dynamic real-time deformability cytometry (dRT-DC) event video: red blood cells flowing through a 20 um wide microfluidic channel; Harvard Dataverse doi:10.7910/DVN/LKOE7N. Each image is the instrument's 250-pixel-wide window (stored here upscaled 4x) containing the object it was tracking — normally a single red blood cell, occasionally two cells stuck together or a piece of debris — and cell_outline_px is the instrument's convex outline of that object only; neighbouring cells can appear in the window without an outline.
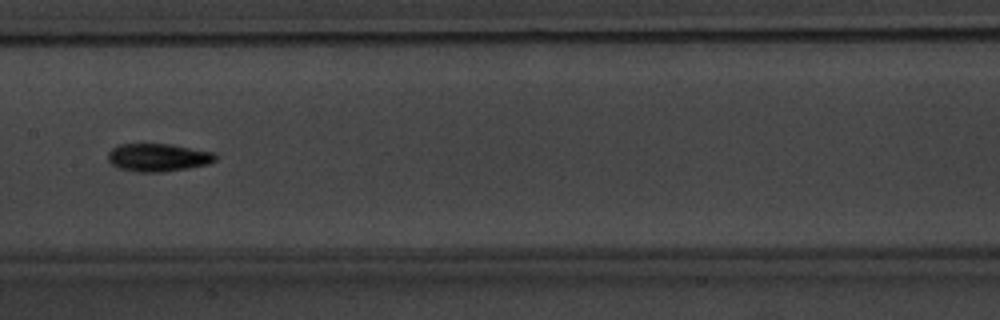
{"species": "common noctule bat (a hibernating species)", "species_latin": "Nyctalus noctula", "temperature_condition": "warm", "stored_images_in_passage": 10, "camera_frame_rate_fps": 3000, "um_per_image_px": 0.085, "animal": {"sex": "male", "body_mass_g": 20.1, "forearm_length_mm": 53.5}, "frame": {"image": 1, "passage_image": 7, "time_ms": 8.0, "image_size_px": [1000, 320], "cell_outline_px": [[216, 160], [208, 164], [188, 168], [164, 172], [136, 172], [120, 168], [112, 164], [108, 160], [108, 152], [112, 148], [120, 144], [172, 144], [212, 152], [216, 156]], "centroid_in_image_um": [13.43, 13.38], "position_along_channel_um": 194.0, "area_um2": 17.46}}